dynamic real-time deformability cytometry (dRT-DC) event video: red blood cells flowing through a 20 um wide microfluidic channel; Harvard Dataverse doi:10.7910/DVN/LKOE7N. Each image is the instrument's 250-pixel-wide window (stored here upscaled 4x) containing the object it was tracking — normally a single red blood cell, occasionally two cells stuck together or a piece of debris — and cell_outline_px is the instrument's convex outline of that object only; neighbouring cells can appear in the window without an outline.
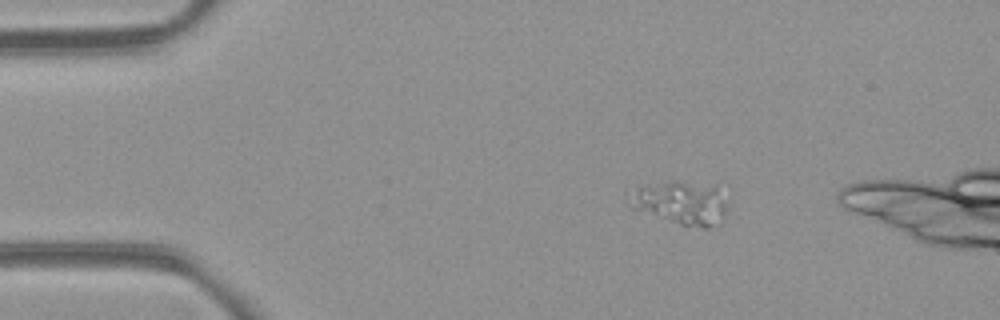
{"species": "common noctule bat (a hibernating species)", "species_latin": "Nyctalus noctula", "temperature_condition": "room temperature", "stored_images_in_passage": 3, "camera_frame_rate_fps": 3000, "um_per_image_px": 0.085, "animal": {"sex": "female", "body_mass_g": 21.9}, "frame": {"image": 1, "passage_image": 1, "time_ms": 0.0, "image_size_px": [1000, 320], "cell_outline_px": [[724, 216], [720, 224], [708, 228], [704, 228], [680, 224], [632, 208], [640, 188], [672, 180], [676, 180], [716, 188], [724, 204]], "centroid_in_image_um": [57.98, 17.29], "position_along_channel_um": 27.0, "area_um2": 22.95}}